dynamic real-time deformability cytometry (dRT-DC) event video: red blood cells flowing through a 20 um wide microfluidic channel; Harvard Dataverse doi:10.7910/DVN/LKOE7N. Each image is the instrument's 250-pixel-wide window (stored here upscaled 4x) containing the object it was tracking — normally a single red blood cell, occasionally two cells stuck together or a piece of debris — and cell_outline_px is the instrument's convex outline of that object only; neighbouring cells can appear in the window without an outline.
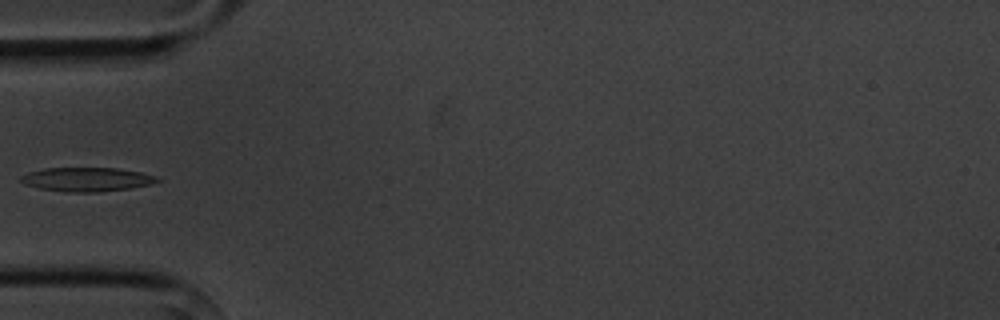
{"species": "common noctule bat (a hibernating species)", "species_latin": "Nyctalus noctula", "temperature_condition": "cold", "stored_images_in_passage": 6, "camera_frame_rate_fps": 3000, "um_per_image_px": 0.085, "animal": {"sex": "male", "body_mass_g": 20.1, "forearm_length_mm": 53.5}, "frame": {"image": 1, "passage_image": 5, "time_ms": 5.0, "image_size_px": [1000, 320], "cell_outline_px": [[164, 180], [152, 184], [132, 188], [96, 192], [68, 192], [40, 188], [24, 184], [20, 180], [20, 176], [28, 172], [44, 168], [116, 168], [140, 172], [156, 176]], "centroid_in_image_um": [7.41, 15.25], "position_along_channel_um": 77.6, "area_um2": 19.13}}
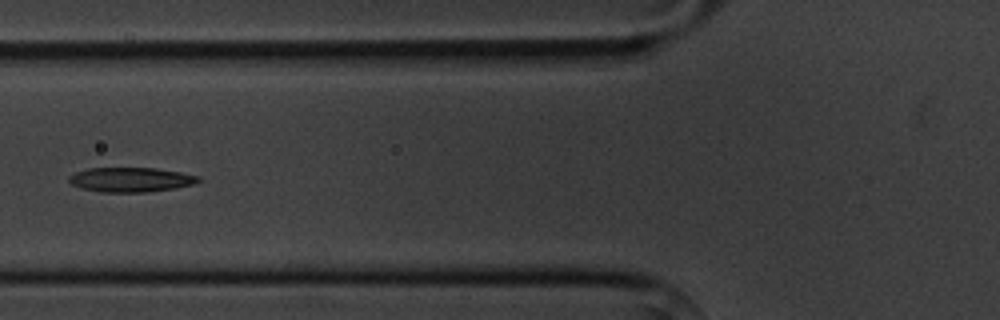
{"frame": {"image": 2, "passage_image": 6, "time_ms": 6.0, "image_size_px": [1000, 320], "cell_outline_px": [[200, 180], [192, 184], [172, 188], [148, 192], [100, 192], [80, 188], [72, 184], [68, 180], [68, 176], [76, 172], [88, 168], [156, 168], [180, 172], [200, 176]], "centroid_in_image_um": [11.08, 15.27], "position_along_channel_um": 114.7, "area_um2": 18.44}}